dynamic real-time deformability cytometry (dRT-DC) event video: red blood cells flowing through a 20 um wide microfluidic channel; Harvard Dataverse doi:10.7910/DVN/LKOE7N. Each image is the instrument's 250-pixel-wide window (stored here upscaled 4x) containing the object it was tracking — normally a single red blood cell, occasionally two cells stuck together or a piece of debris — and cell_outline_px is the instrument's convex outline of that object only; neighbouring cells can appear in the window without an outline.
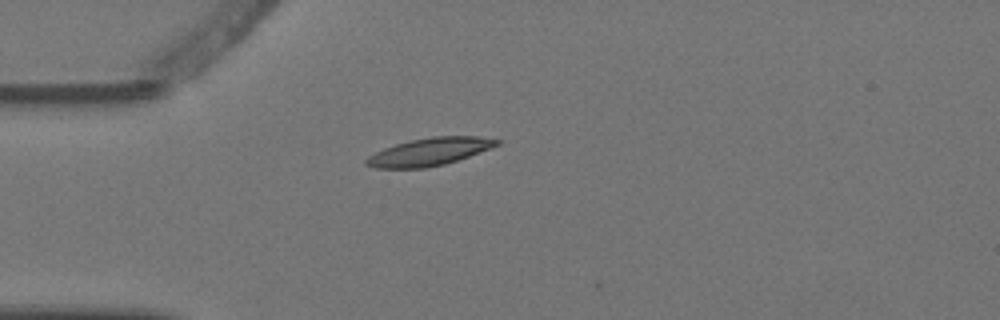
{"species": "Egyptian fruit bat (a non-hibernating species)", "species_latin": "Rousettus aegyptiacus", "temperature_condition": "warm", "stored_images_in_passage": 1, "camera_frame_rate_fps": 3000, "um_per_image_px": 0.085, "animal": {"sex": "female"}, "frame": {"image": 1, "passage_image": 1, "time_ms": 0.0, "image_size_px": [1000, 320], "cell_outline_px": [[500, 144], [492, 148], [444, 164], [424, 168], [376, 168], [364, 164], [364, 160], [368, 156], [384, 148], [396, 144], [412, 140], [432, 136], [480, 136], [500, 140]], "centroid_in_image_um": [36.5, 12.89], "position_along_channel_um": 48.5, "area_um2": 20.92}}